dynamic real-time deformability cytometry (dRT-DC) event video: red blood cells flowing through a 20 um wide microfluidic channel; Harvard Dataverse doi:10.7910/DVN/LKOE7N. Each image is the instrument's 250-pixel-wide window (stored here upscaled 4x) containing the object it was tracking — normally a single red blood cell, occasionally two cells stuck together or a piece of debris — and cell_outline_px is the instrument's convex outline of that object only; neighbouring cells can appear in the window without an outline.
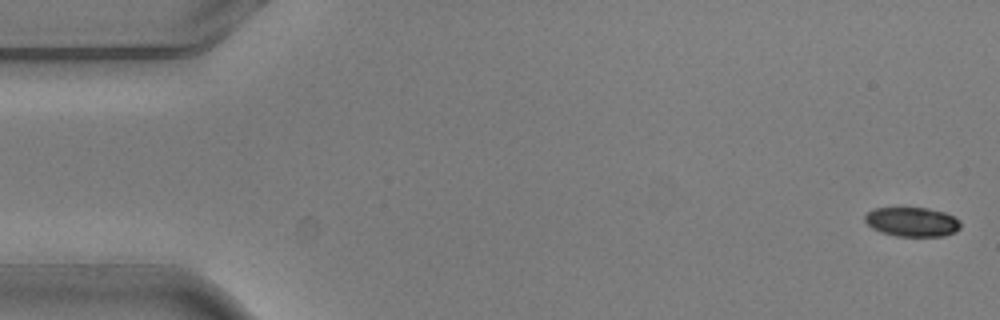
{"species": "common noctule bat (a hibernating species)", "species_latin": "Nyctalus noctula", "temperature_condition": "warm", "stored_images_in_passage": 5, "camera_frame_rate_fps": 3000, "um_per_image_px": 0.085, "animal": {"sex": "male", "body_mass_g": 20.5, "forearm_length_mm": 52.5}, "frame": {"image": 1, "passage_image": 1, "time_ms": 0.0, "image_size_px": [1000, 320], "cell_outline_px": [[960, 228], [956, 232], [944, 236], [896, 236], [880, 232], [872, 228], [864, 220], [864, 216], [872, 208], [928, 208], [944, 212], [960, 220]], "centroid_in_image_um": [77.52, 18.86], "position_along_channel_um": 7.5, "area_um2": 16.42}}
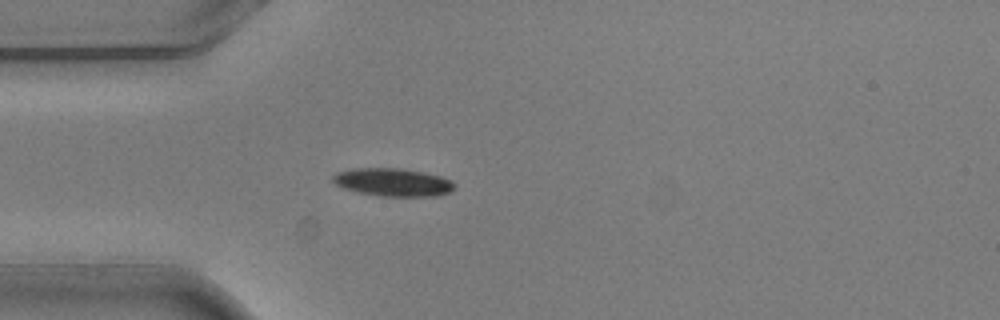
{"frame": {"image": 2, "passage_image": 5, "time_ms": 1.333, "image_size_px": [1000, 320], "cell_outline_px": [[456, 188], [452, 192], [436, 196], [380, 196], [360, 192], [344, 188], [336, 184], [332, 180], [332, 176], [336, 172], [352, 168], [404, 168], [424, 172], [440, 176], [452, 180], [456, 184]], "centroid_in_image_um": [33.45, 15.48], "position_along_channel_um": 51.6, "area_um2": 20.06}}